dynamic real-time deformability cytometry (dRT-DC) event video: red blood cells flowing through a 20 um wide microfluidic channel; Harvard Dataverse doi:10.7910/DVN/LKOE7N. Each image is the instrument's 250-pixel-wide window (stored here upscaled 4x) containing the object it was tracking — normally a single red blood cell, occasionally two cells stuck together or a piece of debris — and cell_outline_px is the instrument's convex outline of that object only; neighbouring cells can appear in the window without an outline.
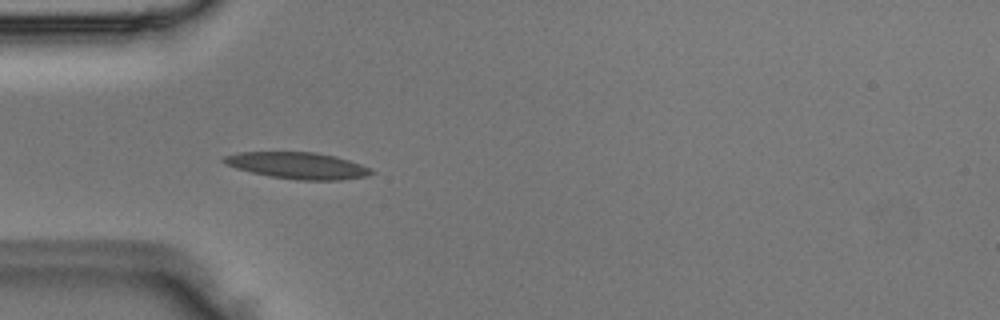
{"species": "Egyptian fruit bat (a non-hibernating species)", "species_latin": "Rousettus aegyptiacus", "temperature_condition": "room temperature", "stored_images_in_passage": 5, "camera_frame_rate_fps": 3000, "um_per_image_px": 0.085, "animal": {"sex": "male"}, "frame": {"image": 1, "passage_image": 4, "time_ms": 1.0, "image_size_px": [1000, 320], "cell_outline_px": [[376, 172], [368, 176], [340, 180], [296, 180], [268, 176], [236, 168], [224, 164], [220, 160], [224, 156], [240, 152], [316, 152], [336, 156], [372, 168]], "centroid_in_image_um": [25.31, 14.07], "position_along_channel_um": 59.7, "area_um2": 23.0}}
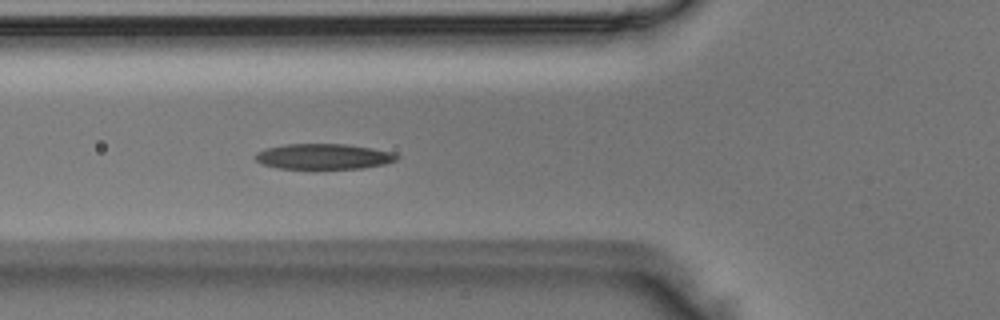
{"frame": {"image": 2, "passage_image": 5, "time_ms": 1.333, "image_size_px": [1000, 320], "cell_outline_px": [[400, 156], [396, 160], [384, 164], [364, 168], [280, 168], [264, 164], [256, 160], [252, 156], [256, 152], [268, 148], [284, 144], [344, 144], [372, 148], [392, 152]], "centroid_in_image_um": [27.5, 13.29], "position_along_channel_um": 98.3, "area_um2": 20.81}}